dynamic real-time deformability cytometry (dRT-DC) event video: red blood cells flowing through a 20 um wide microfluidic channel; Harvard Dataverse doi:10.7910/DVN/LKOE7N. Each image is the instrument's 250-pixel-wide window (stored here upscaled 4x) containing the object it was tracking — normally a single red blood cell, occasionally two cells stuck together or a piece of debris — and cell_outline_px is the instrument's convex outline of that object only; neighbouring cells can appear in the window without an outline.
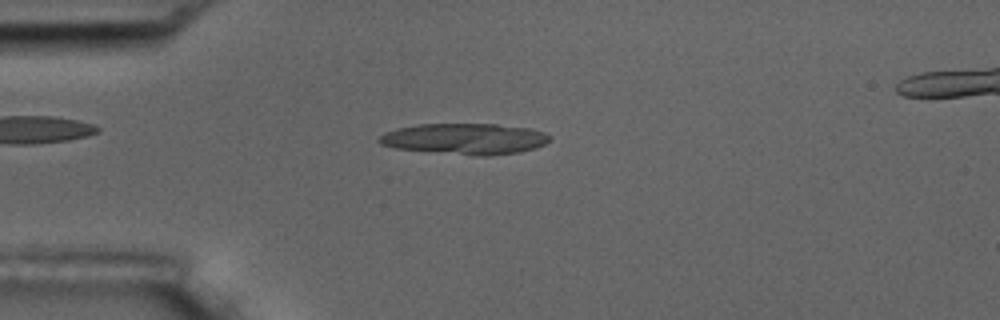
{"species": "common noctule bat (a hibernating species)", "species_latin": "Nyctalus noctula", "temperature_condition": "room temperature", "stored_images_in_passage": 4, "camera_frame_rate_fps": 3000, "um_per_image_px": 0.085, "animal": {"sex": "male", "body_mass_g": 17.5, "forearm_length_mm": 52.3}, "frame": {"image": 1, "passage_image": 4, "time_ms": 3.333, "image_size_px": [1000, 320], "cell_outline_px": [[552, 140], [536, 148], [520, 152], [488, 156], [472, 156], [396, 148], [380, 144], [376, 140], [384, 132], [396, 128], [420, 124], [496, 124], [528, 128], [544, 132], [552, 136]], "centroid_in_image_um": [39.53, 11.81], "position_along_channel_um": 45.5, "area_um2": 31.1}}